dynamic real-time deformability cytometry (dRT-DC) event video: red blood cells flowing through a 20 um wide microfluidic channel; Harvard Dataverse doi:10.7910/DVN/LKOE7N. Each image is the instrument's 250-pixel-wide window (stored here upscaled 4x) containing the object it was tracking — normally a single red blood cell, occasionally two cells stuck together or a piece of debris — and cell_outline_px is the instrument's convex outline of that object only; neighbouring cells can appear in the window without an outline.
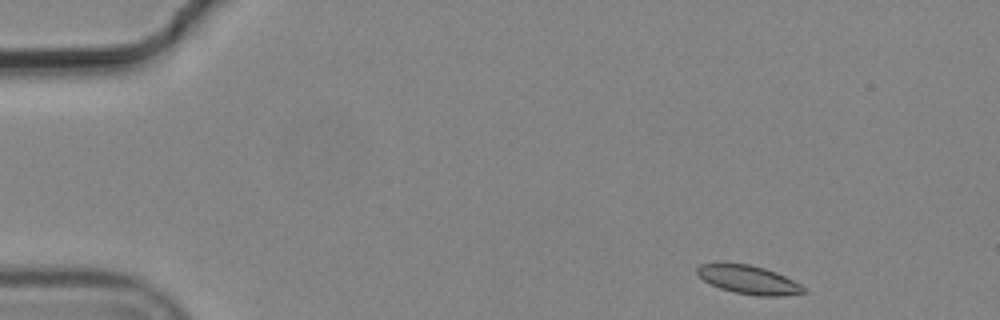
{"species": "common noctule bat (a hibernating species)", "species_latin": "Nyctalus noctula", "temperature_condition": "cold", "stored_images_in_passage": 4, "camera_frame_rate_fps": 3000, "um_per_image_px": 0.085, "animal": {"sex": "male", "body_mass_g": 19.2, "forearm_length_mm": 51.8}, "frame": {"image": 1, "passage_image": 1, "time_ms": 0.0, "image_size_px": [1000, 320], "cell_outline_px": [[808, 292], [784, 296], [756, 296], [736, 292], [720, 288], [704, 280], [696, 272], [696, 268], [700, 264], [748, 264], [764, 268], [776, 272], [808, 288]], "centroid_in_image_um": [63.7, 23.8], "position_along_channel_um": 21.3, "area_um2": 17.51}}